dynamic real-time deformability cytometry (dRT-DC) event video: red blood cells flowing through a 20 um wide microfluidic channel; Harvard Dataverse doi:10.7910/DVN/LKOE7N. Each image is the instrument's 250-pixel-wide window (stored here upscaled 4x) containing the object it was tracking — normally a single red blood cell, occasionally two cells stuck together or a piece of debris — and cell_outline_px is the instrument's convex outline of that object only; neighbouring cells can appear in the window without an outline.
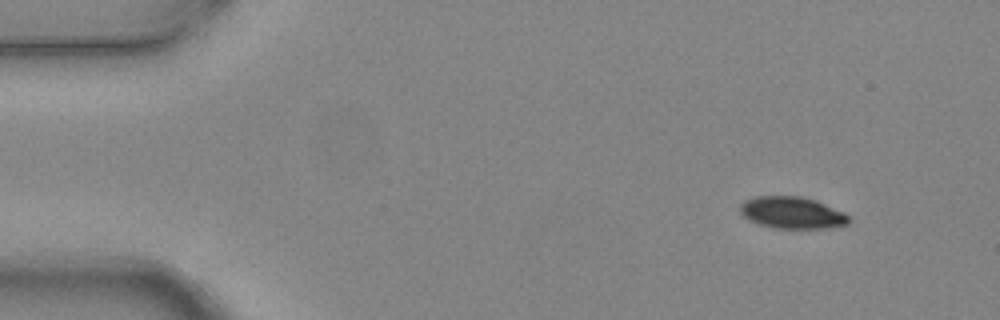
{"species": "common noctule bat (a hibernating species)", "species_latin": "Nyctalus noctula", "temperature_condition": "warm", "stored_images_in_passage": 5, "segment_of_instrument_passage": [1, 2], "camera_frame_rate_fps": 3000, "um_per_image_px": 0.085, "animal": {"sex": "female", "body_mass_g": 24.6, "forearm_length_mm": 56.2}, "frame": {"image": 1, "passage_image": 1, "time_ms": 0.0, "image_size_px": [1000, 320], "cell_outline_px": [[852, 220], [848, 224], [828, 228], [776, 228], [760, 224], [748, 220], [740, 212], [740, 204], [744, 200], [756, 196], [800, 196], [816, 200], [844, 212]], "centroid_in_image_um": [67.33, 18.07], "position_along_channel_um": 17.7, "area_um2": 20.23}}
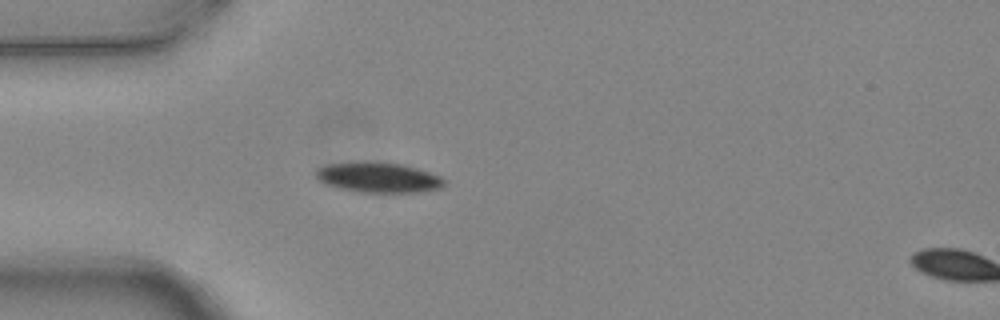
{"frame": {"image": 2, "passage_image": 4, "time_ms": 1.0, "image_size_px": [1000, 320], "cell_outline_px": [[444, 184], [440, 188], [416, 192], [360, 192], [340, 188], [324, 184], [316, 176], [316, 168], [324, 164], [400, 164], [416, 168], [440, 176], [444, 180]], "centroid_in_image_um": [32.15, 15.12], "position_along_channel_um": 52.8, "area_um2": 21.56}}